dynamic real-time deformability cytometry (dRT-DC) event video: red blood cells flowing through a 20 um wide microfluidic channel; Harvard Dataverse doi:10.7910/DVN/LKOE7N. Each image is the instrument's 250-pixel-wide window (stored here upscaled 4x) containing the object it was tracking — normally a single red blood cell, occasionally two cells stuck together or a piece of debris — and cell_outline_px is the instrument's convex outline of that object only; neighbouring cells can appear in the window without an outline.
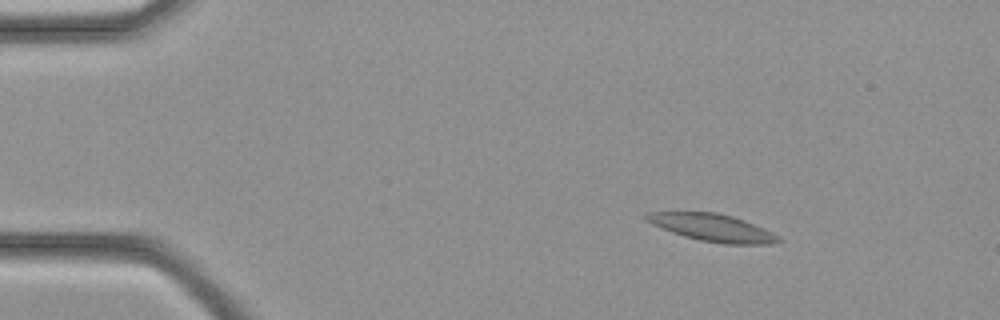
{"species": "common noctule bat (a hibernating species)", "species_latin": "Nyctalus noctula", "temperature_condition": "cold", "stored_images_in_passage": 38, "camera_frame_rate_fps": 3000, "um_per_image_px": 0.085, "animal": {"sex": "female", "body_mass_g": 21.9}, "frame": {"image": 1, "passage_image": 6, "time_ms": 1.667, "image_size_px": [1000, 320], "cell_outline_px": [[780, 240], [768, 244], [724, 244], [700, 240], [684, 236], [672, 232], [652, 224], [644, 216], [644, 212], [716, 212], [732, 216], [744, 220], [764, 228], [780, 236]], "centroid_in_image_um": [60.56, 19.34], "position_along_channel_um": 24.4, "area_um2": 20.87}}
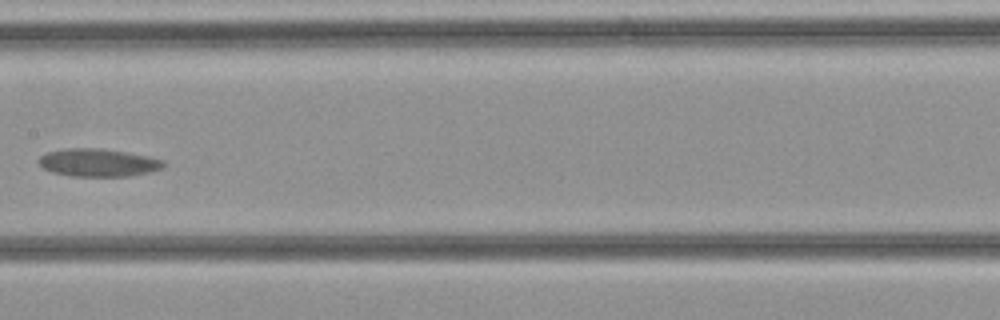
{"frame": {"image": 2, "passage_image": 20, "time_ms": 6.333, "image_size_px": [1000, 320], "cell_outline_px": [[164, 168], [148, 172], [128, 176], [72, 176], [52, 172], [44, 168], [36, 160], [40, 156], [48, 152], [64, 148], [100, 148], [148, 156], [164, 160]], "centroid_in_image_um": [8.33, 13.82], "position_along_channel_um": 199.1, "area_um2": 20.17}}
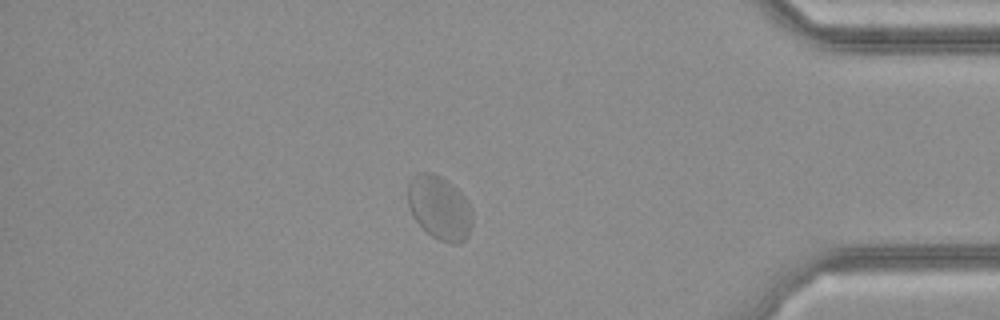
{"frame": {"image": 3, "passage_image": 33, "time_ms": 10.667, "image_size_px": [1000, 320], "cell_outline_px": [[472, 224], [468, 236], [464, 240], [456, 244], [452, 244], [440, 240], [432, 236], [412, 216], [408, 204], [408, 180], [412, 176], [420, 172], [432, 172], [440, 176], [452, 184], [464, 196], [472, 212]], "centroid_in_image_um": [37.35, 17.64], "position_along_channel_um": 397.9, "area_um2": 23.99}}